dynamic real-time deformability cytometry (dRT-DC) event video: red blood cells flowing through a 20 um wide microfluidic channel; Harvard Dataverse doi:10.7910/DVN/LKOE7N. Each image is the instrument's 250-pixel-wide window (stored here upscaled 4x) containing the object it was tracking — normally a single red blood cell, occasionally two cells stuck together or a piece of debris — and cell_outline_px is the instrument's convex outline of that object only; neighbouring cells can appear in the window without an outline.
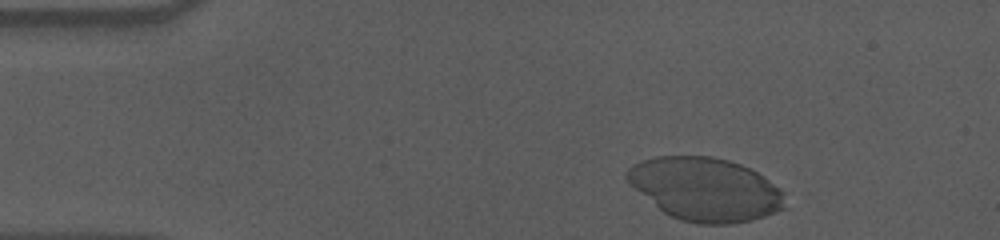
{"species": "human", "species_latin": "Homo sapiens", "temperature_condition": "cold", "stored_images_in_passage": 39, "camera_frame_rate_fps": 3000, "um_per_image_px": 0.085, "donor": {"sex": "male"}, "frame": {"image": 1, "passage_image": 1, "time_ms": 0.0, "image_size_px": [1000, 240], "cell_outline_px": [[784, 208], [776, 212], [752, 220], [732, 224], [696, 224], [680, 220], [664, 212], [628, 184], [624, 176], [624, 172], [632, 164], [656, 156], [712, 156], [728, 160], [740, 164], [764, 176], [780, 188], [784, 192]], "centroid_in_image_um": [59.93, 16.08], "position_along_channel_um": 25.1, "area_um2": 58.38}}